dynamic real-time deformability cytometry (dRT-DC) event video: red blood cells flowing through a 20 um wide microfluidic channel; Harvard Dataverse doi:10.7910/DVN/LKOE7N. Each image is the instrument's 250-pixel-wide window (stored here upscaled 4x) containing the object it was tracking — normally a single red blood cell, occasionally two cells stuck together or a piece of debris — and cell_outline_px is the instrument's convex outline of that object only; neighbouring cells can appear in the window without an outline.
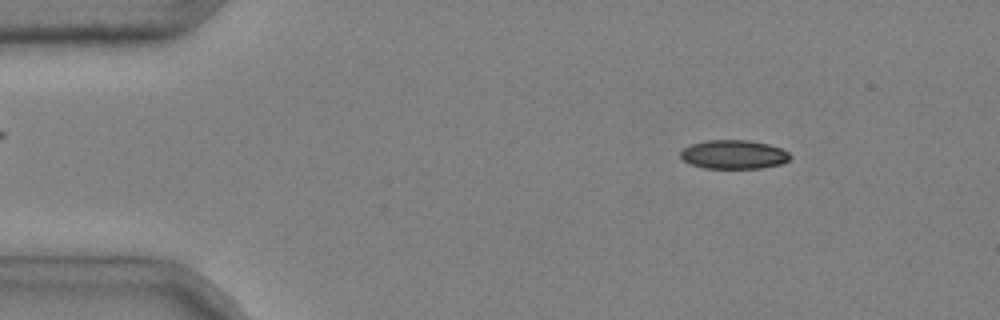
{"species": "common noctule bat (a hibernating species)", "species_latin": "Nyctalus noctula", "temperature_condition": "cold", "stored_images_in_passage": 50, "camera_frame_rate_fps": 3000, "um_per_image_px": 0.085, "animal": {"sex": "male", "body_mass_g": 20.4}, "frame": {"image": 1, "passage_image": 7, "time_ms": 2.0, "image_size_px": [1000, 320], "cell_outline_px": [[792, 156], [788, 160], [780, 164], [760, 168], [704, 168], [692, 164], [684, 160], [680, 156], [680, 152], [684, 148], [692, 144], [704, 140], [748, 140], [768, 144], [780, 148], [788, 152]], "centroid_in_image_um": [62.37, 13.12], "position_along_channel_um": 22.6, "area_um2": 18.32}}
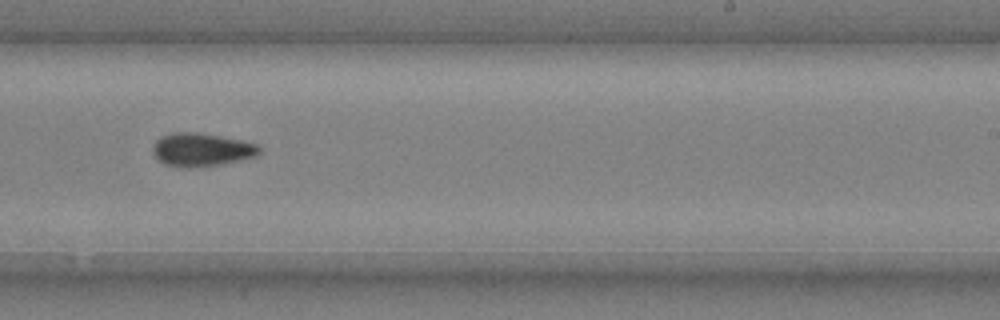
{"frame": {"image": 2, "passage_image": 33, "time_ms": 10.667, "image_size_px": [1000, 320], "cell_outline_px": [[260, 152], [256, 156], [240, 160], [220, 164], [196, 168], [184, 168], [164, 164], [152, 152], [152, 144], [160, 136], [172, 132], [196, 132], [220, 136], [240, 140], [256, 144], [260, 148]], "centroid_in_image_um": [17.08, 12.72], "position_along_channel_um": 271.9, "area_um2": 20.75}}
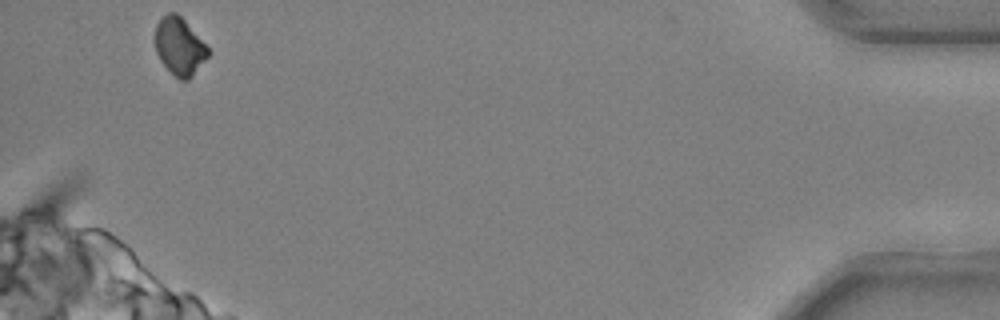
{"frame": {"image": 3, "passage_image": 50, "time_ms": 16.333, "image_size_px": [1000, 320], "cell_outline_px": [[208, 56], [188, 80], [180, 80], [160, 60], [156, 52], [152, 40], [156, 24], [168, 12], [176, 12], [184, 20], [208, 48]], "centroid_in_image_um": [15.19, 3.92], "position_along_channel_um": 420.0, "area_um2": 17.51}}